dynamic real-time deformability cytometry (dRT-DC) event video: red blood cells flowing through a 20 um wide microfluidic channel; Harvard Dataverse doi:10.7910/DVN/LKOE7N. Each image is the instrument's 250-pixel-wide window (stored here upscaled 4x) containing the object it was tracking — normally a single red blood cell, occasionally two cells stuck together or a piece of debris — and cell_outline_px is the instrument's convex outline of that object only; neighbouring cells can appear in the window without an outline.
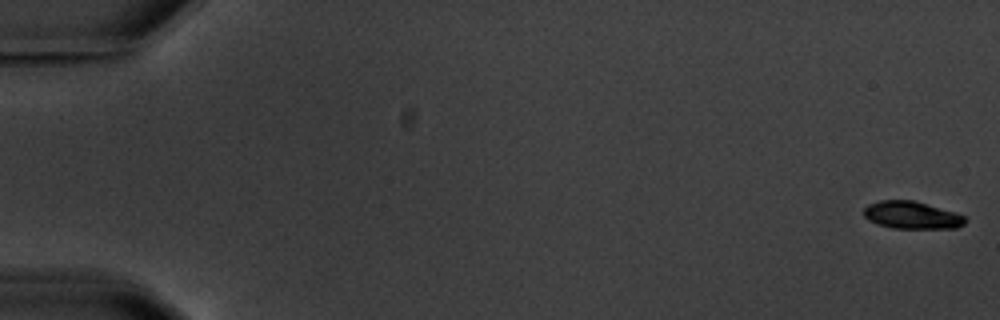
{"species": "common noctule bat (a hibernating species)", "species_latin": "Nyctalus noctula", "temperature_condition": "warm", "stored_images_in_passage": 8, "camera_frame_rate_fps": 3000, "um_per_image_px": 0.085, "animal": {"sex": "male", "body_mass_g": 20.1, "forearm_length_mm": 53.5}, "frame": {"image": 1, "passage_image": 1, "time_ms": 0.0, "image_size_px": [1000, 320], "cell_outline_px": [[968, 220], [964, 224], [956, 228], [892, 228], [868, 220], [864, 216], [864, 208], [868, 204], [880, 200], [912, 200], [956, 212], [964, 216]], "centroid_in_image_um": [77.52, 18.28], "position_along_channel_um": 7.5, "area_um2": 16.18}}
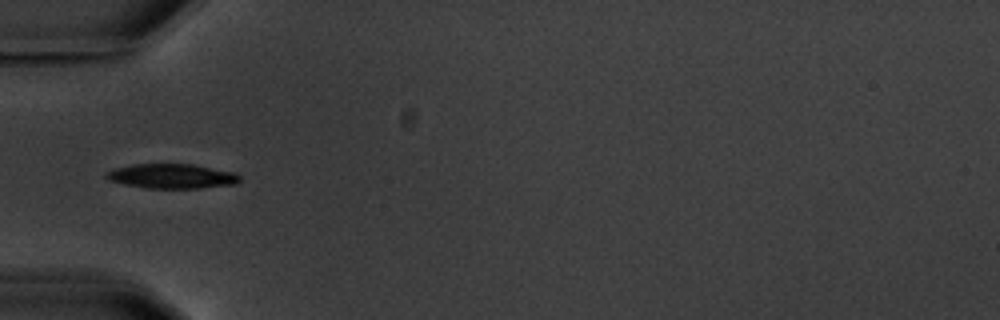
{"frame": {"image": 2, "passage_image": 5, "time_ms": 6.333, "image_size_px": [1000, 320], "cell_outline_px": [[240, 180], [236, 184], [200, 188], [148, 188], [124, 184], [108, 180], [104, 176], [112, 168], [132, 164], [192, 164], [236, 172], [240, 176]], "centroid_in_image_um": [14.61, 14.97], "position_along_channel_um": 70.4, "area_um2": 19.25}}
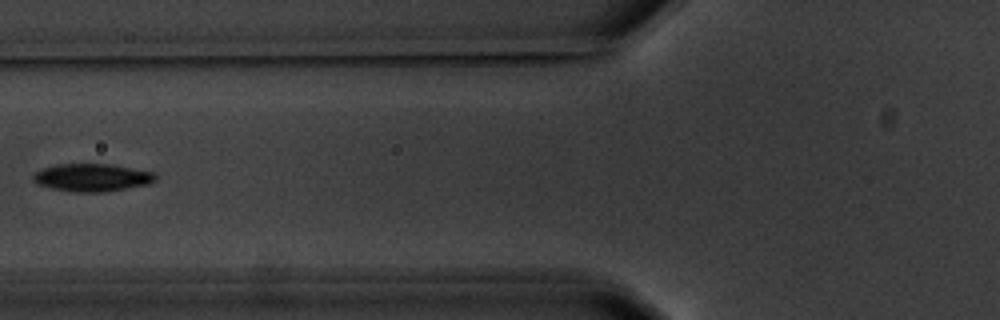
{"frame": {"image": 3, "passage_image": 6, "time_ms": 7.667, "image_size_px": [1000, 320], "cell_outline_px": [[156, 180], [148, 184], [104, 192], [72, 192], [52, 188], [36, 184], [32, 180], [32, 176], [40, 168], [56, 164], [108, 164], [152, 172], [156, 176]], "centroid_in_image_um": [7.75, 15.09], "position_along_channel_um": 118.0, "area_um2": 19.71}}